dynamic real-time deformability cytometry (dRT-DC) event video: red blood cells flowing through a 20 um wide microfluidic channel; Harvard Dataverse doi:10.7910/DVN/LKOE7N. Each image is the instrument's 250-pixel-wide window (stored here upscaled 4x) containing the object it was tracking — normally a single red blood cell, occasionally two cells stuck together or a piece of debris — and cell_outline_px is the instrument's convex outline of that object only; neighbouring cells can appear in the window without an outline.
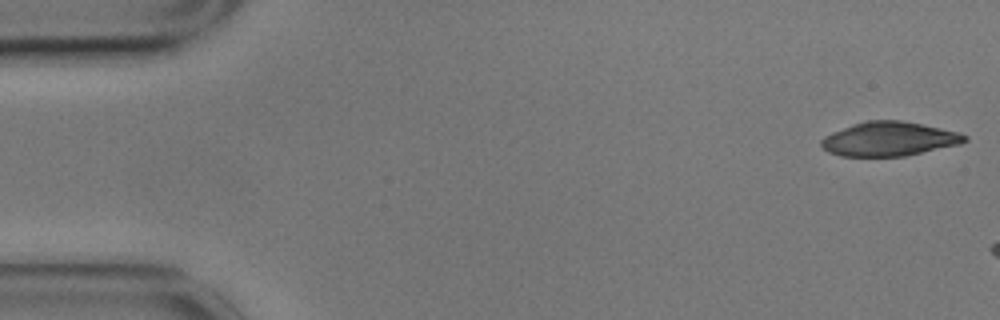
{"species": "common noctule bat (a hibernating species)", "species_latin": "Nyctalus noctula", "temperature_condition": "cold", "stored_images_in_passage": 7, "camera_frame_rate_fps": 3000, "um_per_image_px": 0.085, "animal": {"sex": "male", "body_mass_g": 17.9}, "frame": {"image": 1, "passage_image": 1, "time_ms": 0.0, "image_size_px": [1000, 320], "cell_outline_px": [[968, 140], [960, 144], [904, 156], [840, 156], [828, 152], [820, 144], [820, 140], [824, 136], [832, 132], [852, 124], [868, 120], [900, 120], [960, 132], [968, 136]], "centroid_in_image_um": [75.56, 11.81], "position_along_channel_um": 9.4, "area_um2": 28.5}}